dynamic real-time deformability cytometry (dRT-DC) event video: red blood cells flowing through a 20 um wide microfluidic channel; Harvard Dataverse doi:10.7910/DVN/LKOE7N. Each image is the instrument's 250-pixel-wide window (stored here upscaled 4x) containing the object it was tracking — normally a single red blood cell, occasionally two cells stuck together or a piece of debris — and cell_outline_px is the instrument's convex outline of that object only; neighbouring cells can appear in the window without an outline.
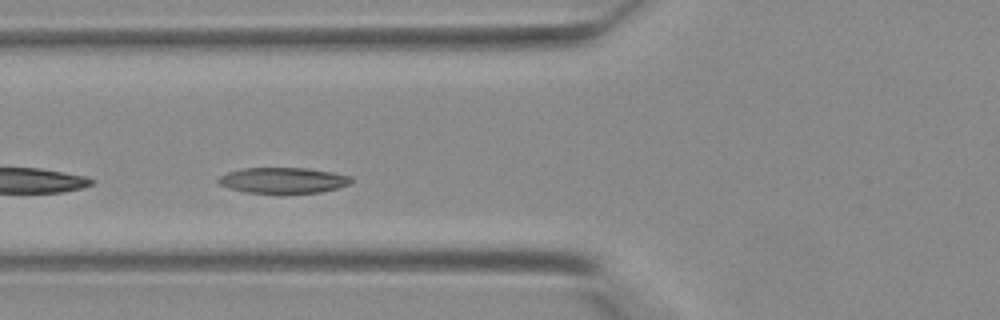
{"species": "Egyptian fruit bat (a non-hibernating species)", "species_latin": "Rousettus aegyptiacus", "temperature_condition": "warm", "stored_images_in_passage": 25, "camera_frame_rate_fps": 3000, "um_per_image_px": 0.085, "animal": {"sex": "female"}, "frame": {"image": 1, "passage_image": 4, "time_ms": 1.0, "image_size_px": [1000, 320], "cell_outline_px": [[352, 184], [340, 188], [320, 192], [244, 192], [228, 188], [216, 184], [216, 180], [220, 176], [228, 172], [244, 168], [308, 168], [332, 172], [352, 176]], "centroid_in_image_um": [24.07, 15.32], "position_along_channel_um": 101.7, "area_um2": 19.94}}
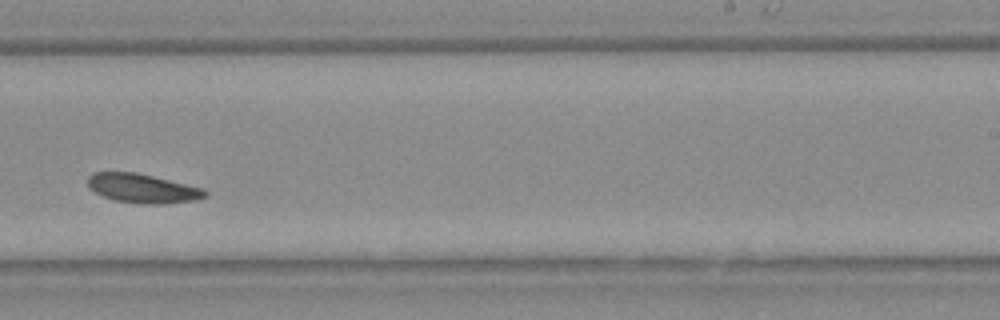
{"frame": {"image": 2, "passage_image": 15, "time_ms": 4.667, "image_size_px": [1000, 320], "cell_outline_px": [[208, 196], [196, 200], [164, 204], [144, 204], [116, 200], [104, 196], [88, 188], [88, 176], [92, 172], [136, 172], [204, 188], [208, 192]], "centroid_in_image_um": [12.15, 16.01], "position_along_channel_um": 276.9, "area_um2": 19.94}}